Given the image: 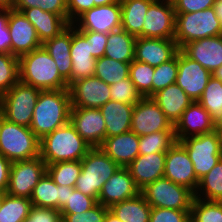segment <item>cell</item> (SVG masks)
I'll return each mask as SVG.
<instances>
[{"mask_svg":"<svg viewBox=\"0 0 222 222\" xmlns=\"http://www.w3.org/2000/svg\"><path fill=\"white\" fill-rule=\"evenodd\" d=\"M69 89L41 90L34 108L30 129L41 140L70 120Z\"/></svg>","mask_w":222,"mask_h":222,"instance_id":"cell-1","label":"cell"},{"mask_svg":"<svg viewBox=\"0 0 222 222\" xmlns=\"http://www.w3.org/2000/svg\"><path fill=\"white\" fill-rule=\"evenodd\" d=\"M19 81L41 90H61L69 88L60 75L55 61L40 47L19 58Z\"/></svg>","mask_w":222,"mask_h":222,"instance_id":"cell-2","label":"cell"},{"mask_svg":"<svg viewBox=\"0 0 222 222\" xmlns=\"http://www.w3.org/2000/svg\"><path fill=\"white\" fill-rule=\"evenodd\" d=\"M91 148L68 122L40 140L39 156L46 165L81 161Z\"/></svg>","mask_w":222,"mask_h":222,"instance_id":"cell-3","label":"cell"},{"mask_svg":"<svg viewBox=\"0 0 222 222\" xmlns=\"http://www.w3.org/2000/svg\"><path fill=\"white\" fill-rule=\"evenodd\" d=\"M81 165L74 188L98 201L102 186L120 166L99 147H92L81 160Z\"/></svg>","mask_w":222,"mask_h":222,"instance_id":"cell-4","label":"cell"},{"mask_svg":"<svg viewBox=\"0 0 222 222\" xmlns=\"http://www.w3.org/2000/svg\"><path fill=\"white\" fill-rule=\"evenodd\" d=\"M40 140L34 132L3 118L0 125V155L11 162L33 159L39 156Z\"/></svg>","mask_w":222,"mask_h":222,"instance_id":"cell-5","label":"cell"},{"mask_svg":"<svg viewBox=\"0 0 222 222\" xmlns=\"http://www.w3.org/2000/svg\"><path fill=\"white\" fill-rule=\"evenodd\" d=\"M174 40L179 49L185 44L202 38L222 35V24L213 7L191 13H175Z\"/></svg>","mask_w":222,"mask_h":222,"instance_id":"cell-6","label":"cell"},{"mask_svg":"<svg viewBox=\"0 0 222 222\" xmlns=\"http://www.w3.org/2000/svg\"><path fill=\"white\" fill-rule=\"evenodd\" d=\"M178 142L186 149L198 180L222 158V135L219 128L207 134L186 137Z\"/></svg>","mask_w":222,"mask_h":222,"instance_id":"cell-7","label":"cell"},{"mask_svg":"<svg viewBox=\"0 0 222 222\" xmlns=\"http://www.w3.org/2000/svg\"><path fill=\"white\" fill-rule=\"evenodd\" d=\"M41 89L18 81L0 96V111L7 121L29 127Z\"/></svg>","mask_w":222,"mask_h":222,"instance_id":"cell-8","label":"cell"},{"mask_svg":"<svg viewBox=\"0 0 222 222\" xmlns=\"http://www.w3.org/2000/svg\"><path fill=\"white\" fill-rule=\"evenodd\" d=\"M140 193L151 207L191 210L194 192L162 177L146 185Z\"/></svg>","mask_w":222,"mask_h":222,"instance_id":"cell-9","label":"cell"},{"mask_svg":"<svg viewBox=\"0 0 222 222\" xmlns=\"http://www.w3.org/2000/svg\"><path fill=\"white\" fill-rule=\"evenodd\" d=\"M45 172L46 163L40 156L12 162L5 193L15 197L30 198L34 187Z\"/></svg>","mask_w":222,"mask_h":222,"instance_id":"cell-10","label":"cell"},{"mask_svg":"<svg viewBox=\"0 0 222 222\" xmlns=\"http://www.w3.org/2000/svg\"><path fill=\"white\" fill-rule=\"evenodd\" d=\"M130 131L140 137L157 131H174V126L151 97H143L134 105Z\"/></svg>","mask_w":222,"mask_h":222,"instance_id":"cell-11","label":"cell"},{"mask_svg":"<svg viewBox=\"0 0 222 222\" xmlns=\"http://www.w3.org/2000/svg\"><path fill=\"white\" fill-rule=\"evenodd\" d=\"M175 22L172 0H155L145 14L142 37L174 39Z\"/></svg>","mask_w":222,"mask_h":222,"instance_id":"cell-12","label":"cell"},{"mask_svg":"<svg viewBox=\"0 0 222 222\" xmlns=\"http://www.w3.org/2000/svg\"><path fill=\"white\" fill-rule=\"evenodd\" d=\"M68 89L71 108H100L111 100L109 85L96 76L78 79Z\"/></svg>","mask_w":222,"mask_h":222,"instance_id":"cell-13","label":"cell"},{"mask_svg":"<svg viewBox=\"0 0 222 222\" xmlns=\"http://www.w3.org/2000/svg\"><path fill=\"white\" fill-rule=\"evenodd\" d=\"M212 73L199 62L178 51V75L176 84L192 99L198 101L205 90Z\"/></svg>","mask_w":222,"mask_h":222,"instance_id":"cell-14","label":"cell"},{"mask_svg":"<svg viewBox=\"0 0 222 222\" xmlns=\"http://www.w3.org/2000/svg\"><path fill=\"white\" fill-rule=\"evenodd\" d=\"M73 24L77 31L109 34L121 29V4L117 2L110 5L95 6L83 13Z\"/></svg>","mask_w":222,"mask_h":222,"instance_id":"cell-15","label":"cell"},{"mask_svg":"<svg viewBox=\"0 0 222 222\" xmlns=\"http://www.w3.org/2000/svg\"><path fill=\"white\" fill-rule=\"evenodd\" d=\"M69 122L91 147H99L106 138V123L99 108H71Z\"/></svg>","mask_w":222,"mask_h":222,"instance_id":"cell-16","label":"cell"},{"mask_svg":"<svg viewBox=\"0 0 222 222\" xmlns=\"http://www.w3.org/2000/svg\"><path fill=\"white\" fill-rule=\"evenodd\" d=\"M164 177L188 187L194 193L198 187L199 180L194 172L193 163L186 149L179 142L166 152Z\"/></svg>","mask_w":222,"mask_h":222,"instance_id":"cell-17","label":"cell"},{"mask_svg":"<svg viewBox=\"0 0 222 222\" xmlns=\"http://www.w3.org/2000/svg\"><path fill=\"white\" fill-rule=\"evenodd\" d=\"M8 29L11 38V54L20 57L42 47L35 27L19 11L9 9Z\"/></svg>","mask_w":222,"mask_h":222,"instance_id":"cell-18","label":"cell"},{"mask_svg":"<svg viewBox=\"0 0 222 222\" xmlns=\"http://www.w3.org/2000/svg\"><path fill=\"white\" fill-rule=\"evenodd\" d=\"M179 50L174 39L137 37L134 60L158 67L173 59Z\"/></svg>","mask_w":222,"mask_h":222,"instance_id":"cell-19","label":"cell"},{"mask_svg":"<svg viewBox=\"0 0 222 222\" xmlns=\"http://www.w3.org/2000/svg\"><path fill=\"white\" fill-rule=\"evenodd\" d=\"M140 189L126 167H120L102 186L98 203L105 207L136 197Z\"/></svg>","mask_w":222,"mask_h":222,"instance_id":"cell-20","label":"cell"},{"mask_svg":"<svg viewBox=\"0 0 222 222\" xmlns=\"http://www.w3.org/2000/svg\"><path fill=\"white\" fill-rule=\"evenodd\" d=\"M210 114L198 101H194L181 115L174 125L176 141L189 136L207 134L216 130Z\"/></svg>","mask_w":222,"mask_h":222,"instance_id":"cell-21","label":"cell"},{"mask_svg":"<svg viewBox=\"0 0 222 222\" xmlns=\"http://www.w3.org/2000/svg\"><path fill=\"white\" fill-rule=\"evenodd\" d=\"M180 50L211 73L222 65V35L191 41Z\"/></svg>","mask_w":222,"mask_h":222,"instance_id":"cell-22","label":"cell"},{"mask_svg":"<svg viewBox=\"0 0 222 222\" xmlns=\"http://www.w3.org/2000/svg\"><path fill=\"white\" fill-rule=\"evenodd\" d=\"M72 70L70 84L78 79L94 76L97 59L91 55L90 43L71 24Z\"/></svg>","mask_w":222,"mask_h":222,"instance_id":"cell-23","label":"cell"},{"mask_svg":"<svg viewBox=\"0 0 222 222\" xmlns=\"http://www.w3.org/2000/svg\"><path fill=\"white\" fill-rule=\"evenodd\" d=\"M166 152L138 155L126 168L135 185L142 190L146 185L164 177Z\"/></svg>","mask_w":222,"mask_h":222,"instance_id":"cell-24","label":"cell"},{"mask_svg":"<svg viewBox=\"0 0 222 222\" xmlns=\"http://www.w3.org/2000/svg\"><path fill=\"white\" fill-rule=\"evenodd\" d=\"M13 9L21 12L35 27L41 43L59 35L70 25L68 18H62L58 14L43 11L39 7Z\"/></svg>","mask_w":222,"mask_h":222,"instance_id":"cell-25","label":"cell"},{"mask_svg":"<svg viewBox=\"0 0 222 222\" xmlns=\"http://www.w3.org/2000/svg\"><path fill=\"white\" fill-rule=\"evenodd\" d=\"M99 148L120 167H127L139 155V136L129 131L105 138Z\"/></svg>","mask_w":222,"mask_h":222,"instance_id":"cell-26","label":"cell"},{"mask_svg":"<svg viewBox=\"0 0 222 222\" xmlns=\"http://www.w3.org/2000/svg\"><path fill=\"white\" fill-rule=\"evenodd\" d=\"M174 126L183 112L193 103L176 83L159 90L151 97Z\"/></svg>","mask_w":222,"mask_h":222,"instance_id":"cell-27","label":"cell"},{"mask_svg":"<svg viewBox=\"0 0 222 222\" xmlns=\"http://www.w3.org/2000/svg\"><path fill=\"white\" fill-rule=\"evenodd\" d=\"M68 197L69 187L57 185L45 172L34 187L30 200L34 206L60 210Z\"/></svg>","mask_w":222,"mask_h":222,"instance_id":"cell-28","label":"cell"},{"mask_svg":"<svg viewBox=\"0 0 222 222\" xmlns=\"http://www.w3.org/2000/svg\"><path fill=\"white\" fill-rule=\"evenodd\" d=\"M134 105L109 100L99 108L106 123V138L129 132Z\"/></svg>","mask_w":222,"mask_h":222,"instance_id":"cell-29","label":"cell"},{"mask_svg":"<svg viewBox=\"0 0 222 222\" xmlns=\"http://www.w3.org/2000/svg\"><path fill=\"white\" fill-rule=\"evenodd\" d=\"M42 47L49 53L56 63L60 75L70 85V73L72 70L71 50V24L54 38L42 43Z\"/></svg>","mask_w":222,"mask_h":222,"instance_id":"cell-30","label":"cell"},{"mask_svg":"<svg viewBox=\"0 0 222 222\" xmlns=\"http://www.w3.org/2000/svg\"><path fill=\"white\" fill-rule=\"evenodd\" d=\"M155 0H124L121 4V28L135 37H142V27L149 6Z\"/></svg>","mask_w":222,"mask_h":222,"instance_id":"cell-31","label":"cell"},{"mask_svg":"<svg viewBox=\"0 0 222 222\" xmlns=\"http://www.w3.org/2000/svg\"><path fill=\"white\" fill-rule=\"evenodd\" d=\"M136 39L137 37L122 28L110 32L104 56L124 63H131L134 60Z\"/></svg>","mask_w":222,"mask_h":222,"instance_id":"cell-32","label":"cell"},{"mask_svg":"<svg viewBox=\"0 0 222 222\" xmlns=\"http://www.w3.org/2000/svg\"><path fill=\"white\" fill-rule=\"evenodd\" d=\"M151 209L141 193L109 207V211L122 222H149Z\"/></svg>","mask_w":222,"mask_h":222,"instance_id":"cell-33","label":"cell"},{"mask_svg":"<svg viewBox=\"0 0 222 222\" xmlns=\"http://www.w3.org/2000/svg\"><path fill=\"white\" fill-rule=\"evenodd\" d=\"M198 102L219 128L222 125V81L212 76Z\"/></svg>","mask_w":222,"mask_h":222,"instance_id":"cell-34","label":"cell"},{"mask_svg":"<svg viewBox=\"0 0 222 222\" xmlns=\"http://www.w3.org/2000/svg\"><path fill=\"white\" fill-rule=\"evenodd\" d=\"M194 196L209 201H222V158L199 180Z\"/></svg>","mask_w":222,"mask_h":222,"instance_id":"cell-35","label":"cell"},{"mask_svg":"<svg viewBox=\"0 0 222 222\" xmlns=\"http://www.w3.org/2000/svg\"><path fill=\"white\" fill-rule=\"evenodd\" d=\"M130 63H124L103 56L96 61L94 76L107 85L114 84L129 77Z\"/></svg>","mask_w":222,"mask_h":222,"instance_id":"cell-36","label":"cell"},{"mask_svg":"<svg viewBox=\"0 0 222 222\" xmlns=\"http://www.w3.org/2000/svg\"><path fill=\"white\" fill-rule=\"evenodd\" d=\"M31 207L30 198L5 193L0 209V222H23L28 217Z\"/></svg>","mask_w":222,"mask_h":222,"instance_id":"cell-37","label":"cell"},{"mask_svg":"<svg viewBox=\"0 0 222 222\" xmlns=\"http://www.w3.org/2000/svg\"><path fill=\"white\" fill-rule=\"evenodd\" d=\"M81 161H63L46 165V172L60 186L74 188L81 173Z\"/></svg>","mask_w":222,"mask_h":222,"instance_id":"cell-38","label":"cell"},{"mask_svg":"<svg viewBox=\"0 0 222 222\" xmlns=\"http://www.w3.org/2000/svg\"><path fill=\"white\" fill-rule=\"evenodd\" d=\"M174 131H157L139 137V155L167 152L175 143Z\"/></svg>","mask_w":222,"mask_h":222,"instance_id":"cell-39","label":"cell"},{"mask_svg":"<svg viewBox=\"0 0 222 222\" xmlns=\"http://www.w3.org/2000/svg\"><path fill=\"white\" fill-rule=\"evenodd\" d=\"M191 222H222V201H209L194 197L191 211Z\"/></svg>","mask_w":222,"mask_h":222,"instance_id":"cell-40","label":"cell"},{"mask_svg":"<svg viewBox=\"0 0 222 222\" xmlns=\"http://www.w3.org/2000/svg\"><path fill=\"white\" fill-rule=\"evenodd\" d=\"M155 67L133 60L130 63L129 78L143 97H152V78Z\"/></svg>","mask_w":222,"mask_h":222,"instance_id":"cell-41","label":"cell"},{"mask_svg":"<svg viewBox=\"0 0 222 222\" xmlns=\"http://www.w3.org/2000/svg\"><path fill=\"white\" fill-rule=\"evenodd\" d=\"M19 81V59L12 54L0 53V96Z\"/></svg>","mask_w":222,"mask_h":222,"instance_id":"cell-42","label":"cell"},{"mask_svg":"<svg viewBox=\"0 0 222 222\" xmlns=\"http://www.w3.org/2000/svg\"><path fill=\"white\" fill-rule=\"evenodd\" d=\"M178 75V53L168 62L155 67L152 78V96L159 90L175 84Z\"/></svg>","mask_w":222,"mask_h":222,"instance_id":"cell-43","label":"cell"},{"mask_svg":"<svg viewBox=\"0 0 222 222\" xmlns=\"http://www.w3.org/2000/svg\"><path fill=\"white\" fill-rule=\"evenodd\" d=\"M109 87L113 101L136 105L143 98L129 77L111 84Z\"/></svg>","mask_w":222,"mask_h":222,"instance_id":"cell-44","label":"cell"},{"mask_svg":"<svg viewBox=\"0 0 222 222\" xmlns=\"http://www.w3.org/2000/svg\"><path fill=\"white\" fill-rule=\"evenodd\" d=\"M39 7L43 11L58 14L62 18H68L67 0H15L13 8Z\"/></svg>","mask_w":222,"mask_h":222,"instance_id":"cell-45","label":"cell"},{"mask_svg":"<svg viewBox=\"0 0 222 222\" xmlns=\"http://www.w3.org/2000/svg\"><path fill=\"white\" fill-rule=\"evenodd\" d=\"M97 200L89 197L75 188L69 187V197L66 204L60 209L61 213L86 212L97 204Z\"/></svg>","mask_w":222,"mask_h":222,"instance_id":"cell-46","label":"cell"},{"mask_svg":"<svg viewBox=\"0 0 222 222\" xmlns=\"http://www.w3.org/2000/svg\"><path fill=\"white\" fill-rule=\"evenodd\" d=\"M190 211L152 207L149 222H191Z\"/></svg>","mask_w":222,"mask_h":222,"instance_id":"cell-47","label":"cell"},{"mask_svg":"<svg viewBox=\"0 0 222 222\" xmlns=\"http://www.w3.org/2000/svg\"><path fill=\"white\" fill-rule=\"evenodd\" d=\"M108 207L97 203L93 208L80 213H61L66 222H104Z\"/></svg>","mask_w":222,"mask_h":222,"instance_id":"cell-48","label":"cell"},{"mask_svg":"<svg viewBox=\"0 0 222 222\" xmlns=\"http://www.w3.org/2000/svg\"><path fill=\"white\" fill-rule=\"evenodd\" d=\"M61 219L62 214L58 209L32 205L28 217L23 222H59Z\"/></svg>","mask_w":222,"mask_h":222,"instance_id":"cell-49","label":"cell"},{"mask_svg":"<svg viewBox=\"0 0 222 222\" xmlns=\"http://www.w3.org/2000/svg\"><path fill=\"white\" fill-rule=\"evenodd\" d=\"M78 32L90 43L91 55L95 59H99L104 56L108 34L94 31Z\"/></svg>","mask_w":222,"mask_h":222,"instance_id":"cell-50","label":"cell"},{"mask_svg":"<svg viewBox=\"0 0 222 222\" xmlns=\"http://www.w3.org/2000/svg\"><path fill=\"white\" fill-rule=\"evenodd\" d=\"M216 0H172L175 13H191L213 7Z\"/></svg>","mask_w":222,"mask_h":222,"instance_id":"cell-51","label":"cell"},{"mask_svg":"<svg viewBox=\"0 0 222 222\" xmlns=\"http://www.w3.org/2000/svg\"><path fill=\"white\" fill-rule=\"evenodd\" d=\"M95 7L94 0H67L68 21L73 24L83 13Z\"/></svg>","mask_w":222,"mask_h":222,"instance_id":"cell-52","label":"cell"},{"mask_svg":"<svg viewBox=\"0 0 222 222\" xmlns=\"http://www.w3.org/2000/svg\"><path fill=\"white\" fill-rule=\"evenodd\" d=\"M9 9H0V53L11 54V38L8 29Z\"/></svg>","mask_w":222,"mask_h":222,"instance_id":"cell-53","label":"cell"},{"mask_svg":"<svg viewBox=\"0 0 222 222\" xmlns=\"http://www.w3.org/2000/svg\"><path fill=\"white\" fill-rule=\"evenodd\" d=\"M12 162L0 155V191L6 192Z\"/></svg>","mask_w":222,"mask_h":222,"instance_id":"cell-54","label":"cell"},{"mask_svg":"<svg viewBox=\"0 0 222 222\" xmlns=\"http://www.w3.org/2000/svg\"><path fill=\"white\" fill-rule=\"evenodd\" d=\"M213 9H214L216 17L222 24V0H216L213 4Z\"/></svg>","mask_w":222,"mask_h":222,"instance_id":"cell-55","label":"cell"},{"mask_svg":"<svg viewBox=\"0 0 222 222\" xmlns=\"http://www.w3.org/2000/svg\"><path fill=\"white\" fill-rule=\"evenodd\" d=\"M15 0H0V9H13Z\"/></svg>","mask_w":222,"mask_h":222,"instance_id":"cell-56","label":"cell"},{"mask_svg":"<svg viewBox=\"0 0 222 222\" xmlns=\"http://www.w3.org/2000/svg\"><path fill=\"white\" fill-rule=\"evenodd\" d=\"M104 222H122V221L108 210L106 212V217Z\"/></svg>","mask_w":222,"mask_h":222,"instance_id":"cell-57","label":"cell"},{"mask_svg":"<svg viewBox=\"0 0 222 222\" xmlns=\"http://www.w3.org/2000/svg\"><path fill=\"white\" fill-rule=\"evenodd\" d=\"M117 2V0H94L95 6L110 5Z\"/></svg>","mask_w":222,"mask_h":222,"instance_id":"cell-58","label":"cell"},{"mask_svg":"<svg viewBox=\"0 0 222 222\" xmlns=\"http://www.w3.org/2000/svg\"><path fill=\"white\" fill-rule=\"evenodd\" d=\"M212 76L222 81V65L212 72Z\"/></svg>","mask_w":222,"mask_h":222,"instance_id":"cell-59","label":"cell"},{"mask_svg":"<svg viewBox=\"0 0 222 222\" xmlns=\"http://www.w3.org/2000/svg\"><path fill=\"white\" fill-rule=\"evenodd\" d=\"M4 195H5V192L0 191V209H1L2 199Z\"/></svg>","mask_w":222,"mask_h":222,"instance_id":"cell-60","label":"cell"},{"mask_svg":"<svg viewBox=\"0 0 222 222\" xmlns=\"http://www.w3.org/2000/svg\"><path fill=\"white\" fill-rule=\"evenodd\" d=\"M59 222H66L63 218Z\"/></svg>","mask_w":222,"mask_h":222,"instance_id":"cell-61","label":"cell"}]
</instances>
